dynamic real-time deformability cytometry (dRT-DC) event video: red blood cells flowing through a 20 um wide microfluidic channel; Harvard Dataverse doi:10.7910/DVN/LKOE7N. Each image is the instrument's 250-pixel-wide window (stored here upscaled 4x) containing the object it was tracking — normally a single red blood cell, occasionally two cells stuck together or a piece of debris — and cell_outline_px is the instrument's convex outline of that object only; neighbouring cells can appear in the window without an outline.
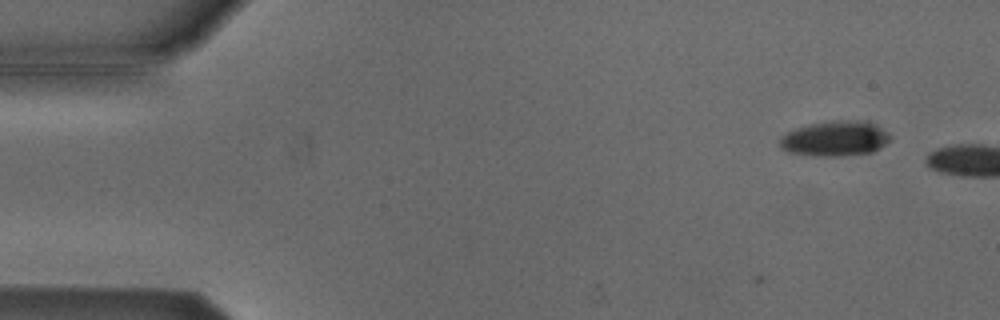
{"species": "Egyptian fruit bat (a non-hibernating species)", "species_latin": "Rousettus aegyptiacus", "temperature_condition": "cold", "stored_images_in_passage": 5, "camera_frame_rate_fps": 3000, "um_per_image_px": 0.085, "animal": {"sex": "male"}, "frame": {"image": 1, "passage_image": 2, "time_ms": 0.333, "image_size_px": [1000, 320], "cell_outline_px": [[892, 140], [880, 148], [872, 152], [840, 156], [816, 156], [788, 152], [780, 148], [780, 136], [796, 128], [808, 124], [832, 120], [868, 120], [876, 124], [888, 132], [892, 136]], "centroid_in_image_um": [71.02, 11.76], "position_along_channel_um": 14.0, "area_um2": 23.06}}